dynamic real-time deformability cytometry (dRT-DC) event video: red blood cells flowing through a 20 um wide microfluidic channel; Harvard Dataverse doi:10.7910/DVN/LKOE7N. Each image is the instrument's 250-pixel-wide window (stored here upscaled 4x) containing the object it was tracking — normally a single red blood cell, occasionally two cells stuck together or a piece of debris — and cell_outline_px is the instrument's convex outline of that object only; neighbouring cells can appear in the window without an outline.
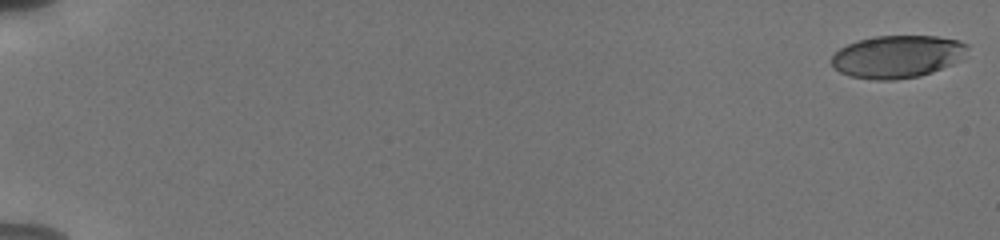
{"species": "human", "species_latin": "Homo sapiens", "temperature_condition": "cold", "stored_images_in_passage": 56, "camera_frame_rate_fps": 3000, "um_per_image_px": 0.085, "donor": {"sex": "male"}, "frame": {"image": 1, "passage_image": 1, "time_ms": 0.0, "image_size_px": [1000, 240], "cell_outline_px": [[968, 48], [960, 60], [952, 64], [932, 72], [920, 76], [892, 80], [876, 80], [848, 76], [840, 72], [832, 64], [832, 56], [840, 48], [856, 40], [876, 36], [936, 36], [960, 40], [968, 44]], "centroid_in_image_um": [76.28, 4.81], "position_along_channel_um": 8.7, "area_um2": 33.76}}
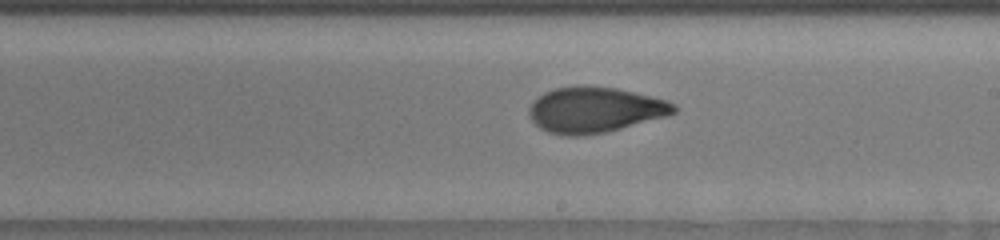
{"frame": {"image": 2, "passage_image": 35, "time_ms": 11.333, "image_size_px": [1000, 240], "cell_outline_px": [[676, 112], [668, 116], [604, 132], [584, 136], [564, 136], [548, 132], [540, 128], [532, 120], [528, 112], [528, 108], [544, 92], [556, 88], [616, 88], [668, 100], [676, 104]], "centroid_in_image_um": [50.59, 9.38], "position_along_channel_um": 238.4, "area_um2": 37.74}}
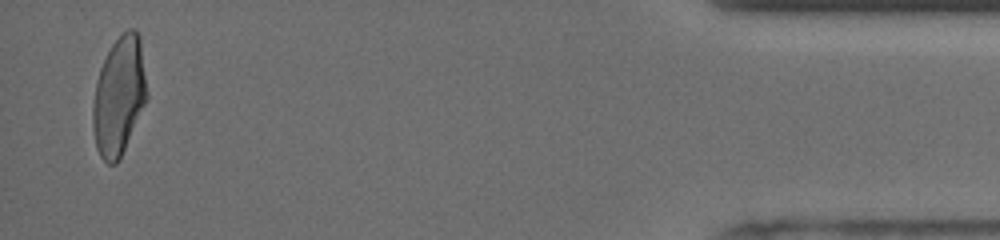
{"frame": {"image": 3, "passage_image": 55, "time_ms": 18.0, "image_size_px": [1000, 240], "cell_outline_px": [[148, 96], [124, 148], [116, 164], [108, 164], [100, 156], [96, 148], [92, 128], [92, 108], [96, 80], [100, 68], [112, 44], [128, 28], [136, 28], [140, 36]], "centroid_in_image_um": [10.1, 8.14], "position_along_channel_um": 425.1, "area_um2": 37.05}, "authors_computed_cell_mechanics": {"area_um2": 37.1076, "velocity_mm_per_s": 3.8133, "shape_relaxation_time_tau1_ms": 5.1886, "shape_relaxation_time_tau2_ms": 1.4414, "deformation_change_tau1": 0.1884, "deformation_change_tau2": 0.0734}}